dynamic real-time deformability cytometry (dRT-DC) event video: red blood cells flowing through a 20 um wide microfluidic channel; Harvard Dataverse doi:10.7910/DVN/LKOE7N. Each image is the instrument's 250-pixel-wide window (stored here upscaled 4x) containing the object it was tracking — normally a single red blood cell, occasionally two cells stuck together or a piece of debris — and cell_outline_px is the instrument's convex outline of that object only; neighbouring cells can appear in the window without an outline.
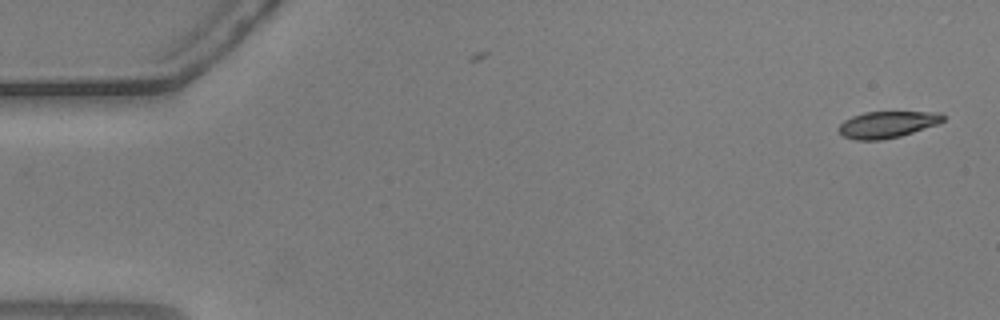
{"species": "common noctule bat (a hibernating species)", "species_latin": "Nyctalus noctula", "temperature_condition": "warm", "stored_images_in_passage": 5, "camera_frame_rate_fps": 3000, "um_per_image_px": 0.085, "animal": {"sex": "male", "body_mass_g": 20.5, "forearm_length_mm": 52.5}, "frame": {"image": 1, "passage_image": 1, "time_ms": 0.0, "image_size_px": [1000, 320], "cell_outline_px": [[948, 116], [940, 124], [900, 136], [880, 140], [856, 140], [844, 136], [836, 128], [844, 120], [852, 116], [864, 112], [940, 112]], "centroid_in_image_um": [75.46, 10.57], "position_along_channel_um": 9.5, "area_um2": 16.36}}